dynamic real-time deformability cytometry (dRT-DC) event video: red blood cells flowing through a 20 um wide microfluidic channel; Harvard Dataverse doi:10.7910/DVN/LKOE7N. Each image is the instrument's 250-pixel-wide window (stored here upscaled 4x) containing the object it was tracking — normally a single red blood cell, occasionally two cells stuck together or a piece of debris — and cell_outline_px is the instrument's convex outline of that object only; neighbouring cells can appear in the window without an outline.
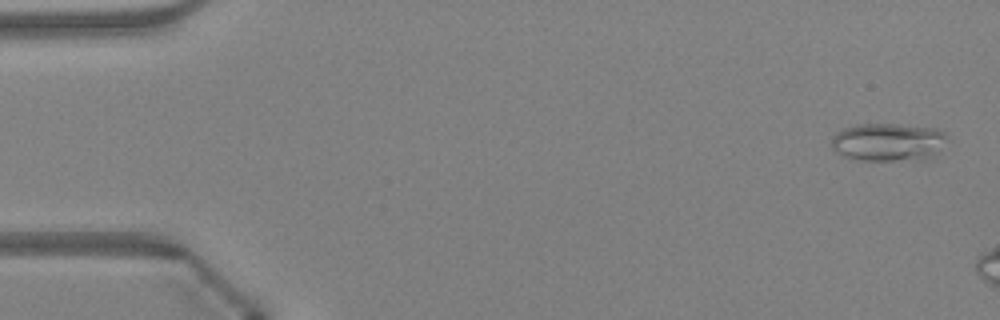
{"species": "Egyptian fruit bat (a non-hibernating species)", "species_latin": "Rousettus aegyptiacus", "temperature_condition": "warm", "stored_images_in_passage": 11, "camera_frame_rate_fps": 3000, "um_per_image_px": 0.085, "animal": {"sex": "female"}, "frame": {"image": 1, "passage_image": 2, "time_ms": 0.333, "image_size_px": [1000, 320], "cell_outline_px": [[948, 136], [924, 160], [864, 160], [844, 156], [832, 148], [832, 136], [836, 132], [844, 128], [856, 124], [896, 124], [936, 128], [944, 132]], "centroid_in_image_um": [75.42, 12.05], "position_along_channel_um": 9.6, "area_um2": 25.09}}